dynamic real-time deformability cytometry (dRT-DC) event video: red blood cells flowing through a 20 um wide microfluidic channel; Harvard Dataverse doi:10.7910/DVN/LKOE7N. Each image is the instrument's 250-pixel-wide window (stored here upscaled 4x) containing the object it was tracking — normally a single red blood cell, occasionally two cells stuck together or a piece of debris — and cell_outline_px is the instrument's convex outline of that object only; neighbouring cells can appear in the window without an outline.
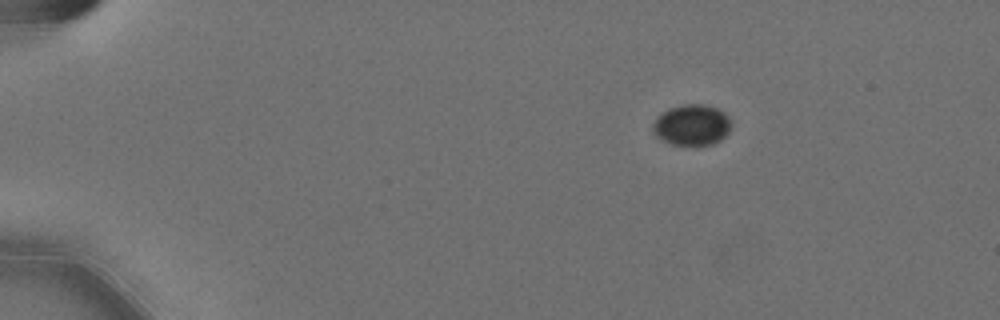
{"species": "Egyptian fruit bat (a non-hibernating species)", "species_latin": "Rousettus aegyptiacus", "temperature_condition": "cold", "stored_images_in_passage": 49, "camera_frame_rate_fps": 3000, "um_per_image_px": 0.085, "animal": {"sex": "female"}, "frame": {"image": 1, "passage_image": 1, "time_ms": 0.0, "image_size_px": [1000, 320], "cell_outline_px": [[732, 124], [728, 132], [720, 140], [712, 144], [672, 144], [656, 136], [652, 128], [652, 124], [656, 116], [680, 104], [704, 104], [716, 108], [724, 112], [732, 120]], "centroid_in_image_um": [58.82, 10.6], "position_along_channel_um": 26.2, "area_um2": 18.55}}
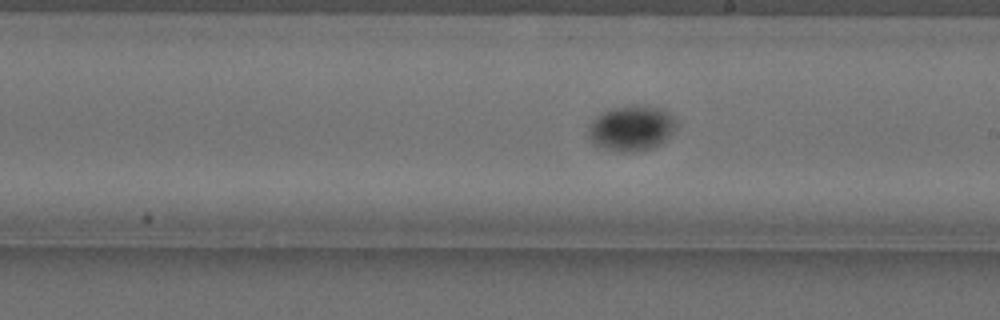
{"frame": {"image": 2, "passage_image": 26, "time_ms": 8.333, "image_size_px": [1000, 320], "cell_outline_px": [[676, 124], [672, 132], [660, 144], [652, 148], [632, 152], [620, 152], [604, 148], [592, 144], [588, 136], [588, 124], [600, 112], [612, 108], [636, 104], [664, 108], [672, 116]], "centroid_in_image_um": [53.62, 10.88], "position_along_channel_um": 235.4, "area_um2": 23.47}}
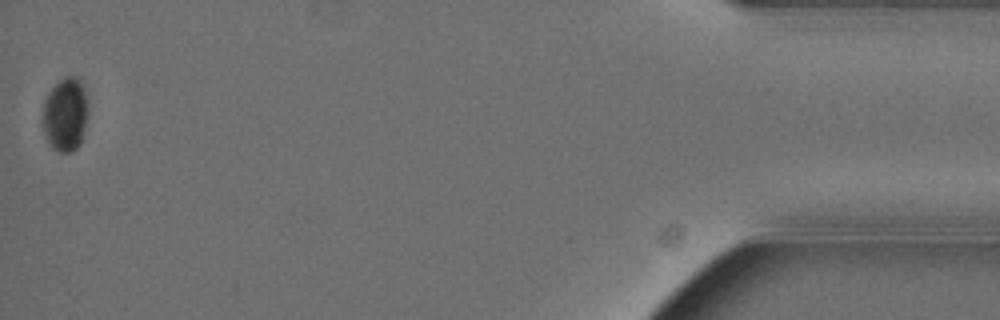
{"frame": {"image": 3, "passage_image": 49, "time_ms": 16.0, "image_size_px": [1000, 320], "cell_outline_px": [[88, 116], [84, 136], [80, 144], [72, 152], [60, 152], [52, 148], [48, 144], [44, 136], [44, 100], [48, 92], [64, 76], [72, 76], [80, 80], [84, 84], [88, 108]], "centroid_in_image_um": [5.59, 9.75], "position_along_channel_um": 429.6, "area_um2": 19.83}}